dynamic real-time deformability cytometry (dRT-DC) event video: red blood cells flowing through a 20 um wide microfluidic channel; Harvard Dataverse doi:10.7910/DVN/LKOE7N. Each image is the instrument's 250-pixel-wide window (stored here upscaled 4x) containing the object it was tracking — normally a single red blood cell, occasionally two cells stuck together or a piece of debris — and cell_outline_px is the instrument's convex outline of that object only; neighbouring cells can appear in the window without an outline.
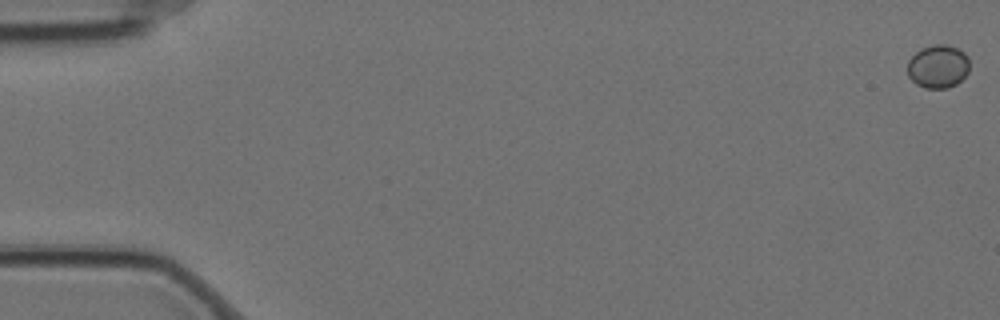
{"species": "Egyptian fruit bat (a non-hibernating species)", "species_latin": "Rousettus aegyptiacus", "temperature_condition": "cold", "stored_images_in_passage": 4, "camera_frame_rate_fps": 3000, "um_per_image_px": 0.085, "animal": {"sex": "female"}, "frame": {"image": 1, "passage_image": 1, "time_ms": 0.0, "image_size_px": [1000, 320], "cell_outline_px": [[968, 72], [956, 84], [948, 88], [924, 88], [916, 84], [908, 76], [908, 60], [920, 48], [936, 44], [948, 44], [964, 52], [968, 56]], "centroid_in_image_um": [79.72, 5.64], "position_along_channel_um": 5.3, "area_um2": 15.66}}